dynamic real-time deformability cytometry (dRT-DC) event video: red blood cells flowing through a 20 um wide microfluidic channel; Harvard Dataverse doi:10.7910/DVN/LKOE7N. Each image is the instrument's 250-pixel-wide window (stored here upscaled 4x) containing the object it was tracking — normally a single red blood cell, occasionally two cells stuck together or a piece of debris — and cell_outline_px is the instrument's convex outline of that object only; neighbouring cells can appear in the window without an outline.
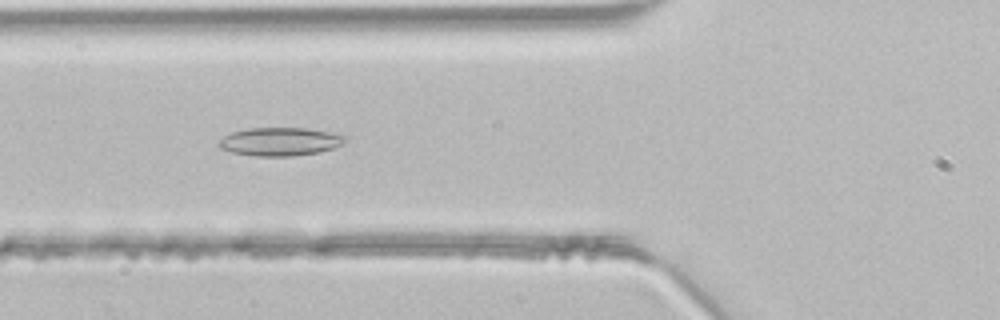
{"species": "common noctule bat (a hibernating species)", "species_latin": "Nyctalus noctula", "temperature_condition": "room temperature", "stored_images_in_passage": 34, "camera_frame_rate_fps": 3000, "um_per_image_px": 0.085, "animal": {"sex": "male", "body_mass_g": 21.5, "forearm_length_mm": 52.0}, "frame": {"image": 1, "passage_image": 5, "time_ms": 1.333, "image_size_px": [1000, 320], "cell_outline_px": [[344, 140], [340, 144], [332, 148], [316, 152], [292, 156], [256, 156], [232, 152], [220, 148], [220, 140], [224, 136], [232, 132], [248, 128], [304, 128], [328, 132], [344, 136]], "centroid_in_image_um": [23.74, 12.03], "position_along_channel_um": 102.1, "area_um2": 20.29}}
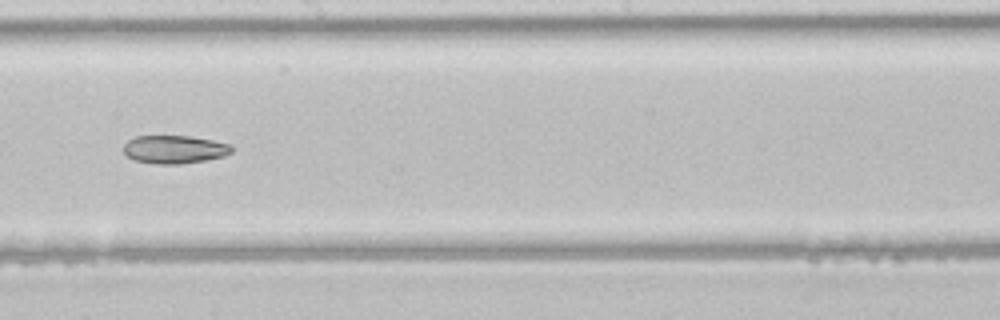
{"frame": {"image": 2, "passage_image": 14, "time_ms": 4.333, "image_size_px": [1000, 320], "cell_outline_px": [[232, 152], [224, 156], [204, 160], [180, 164], [156, 164], [136, 160], [128, 156], [124, 152], [124, 144], [128, 140], [136, 136], [188, 136], [212, 140], [228, 144], [232, 148]], "centroid_in_image_um": [14.81, 12.7], "position_along_channel_um": 233.4, "area_um2": 17.51}}
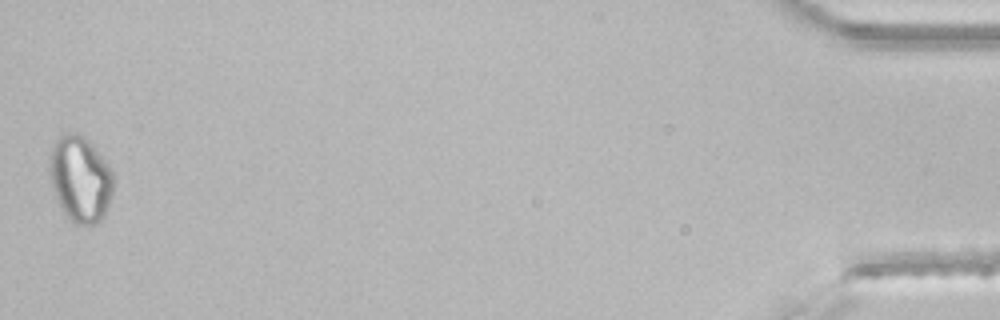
{"frame": {"image": 3, "passage_image": 34, "time_ms": 11.0, "image_size_px": [1000, 320], "cell_outline_px": [[112, 192], [104, 216], [100, 224], [76, 224], [64, 212], [56, 200], [52, 188], [52, 148], [56, 140], [64, 132], [76, 132], [84, 136], [92, 144], [112, 168]], "centroid_in_image_um": [6.86, 15.21], "position_along_channel_um": 428.3, "area_um2": 31.56}}